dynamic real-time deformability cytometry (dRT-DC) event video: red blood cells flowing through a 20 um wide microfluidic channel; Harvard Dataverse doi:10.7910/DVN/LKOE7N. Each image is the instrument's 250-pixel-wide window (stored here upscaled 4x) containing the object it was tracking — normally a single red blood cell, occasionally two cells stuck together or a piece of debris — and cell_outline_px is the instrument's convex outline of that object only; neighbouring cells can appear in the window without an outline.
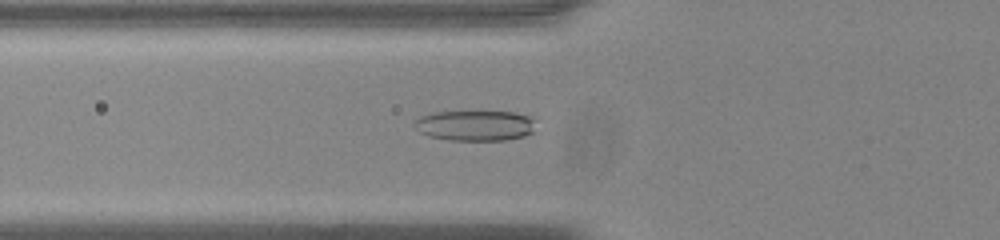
{"species": "common noctule bat (a hibernating species)", "species_latin": "Nyctalus noctula", "temperature_condition": "room temperature", "stored_images_in_passage": 42, "camera_frame_rate_fps": 3000, "um_per_image_px": 0.085, "animal": {"sex": "male", "body_mass_g": 20.0, "forearm_length_mm": 53.3}, "frame": {"image": 1, "passage_image": 8, "time_ms": 2.333, "image_size_px": [1000, 240], "cell_outline_px": [[536, 120], [532, 132], [524, 136], [504, 140], [448, 140], [428, 136], [420, 132], [412, 124], [420, 116], [432, 112], [512, 112], [528, 116]], "centroid_in_image_um": [40.36, 10.67], "position_along_channel_um": 85.4, "area_um2": 21.5}}
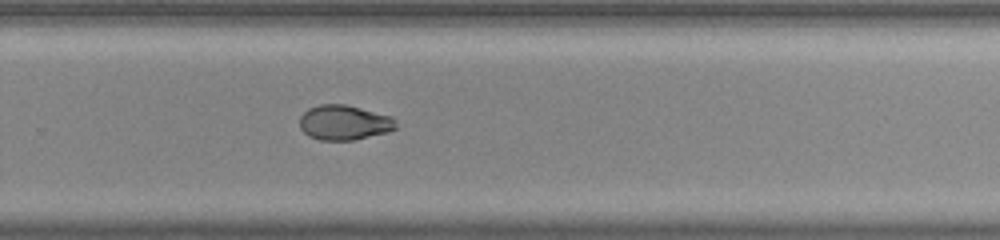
{"frame": {"image": 2, "passage_image": 25, "time_ms": 8.0, "image_size_px": [1000, 240], "cell_outline_px": [[396, 128], [388, 132], [352, 140], [320, 140], [308, 136], [300, 128], [300, 116], [308, 108], [320, 104], [344, 104], [392, 116], [396, 120]], "centroid_in_image_um": [29.24, 10.41], "position_along_channel_um": 300.6, "area_um2": 19.59}}
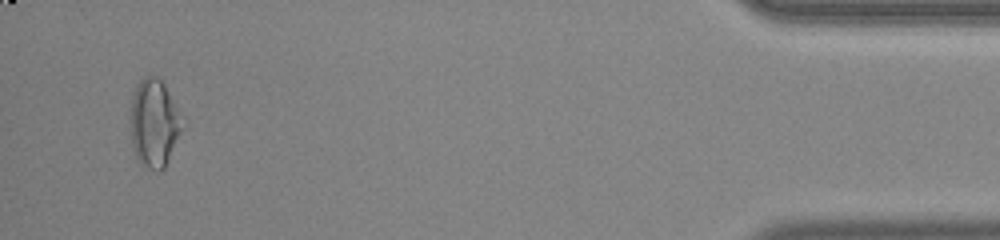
{"frame": {"image": 3, "passage_image": 40, "time_ms": 13.0, "image_size_px": [1000, 240], "cell_outline_px": [[184, 128], [164, 168], [160, 172], [148, 168], [136, 156], [132, 148], [128, 120], [132, 92], [136, 84], [144, 76], [156, 76], [164, 84], [184, 116]], "centroid_in_image_um": [13.09, 10.44], "position_along_channel_um": 422.1, "area_um2": 27.46}}